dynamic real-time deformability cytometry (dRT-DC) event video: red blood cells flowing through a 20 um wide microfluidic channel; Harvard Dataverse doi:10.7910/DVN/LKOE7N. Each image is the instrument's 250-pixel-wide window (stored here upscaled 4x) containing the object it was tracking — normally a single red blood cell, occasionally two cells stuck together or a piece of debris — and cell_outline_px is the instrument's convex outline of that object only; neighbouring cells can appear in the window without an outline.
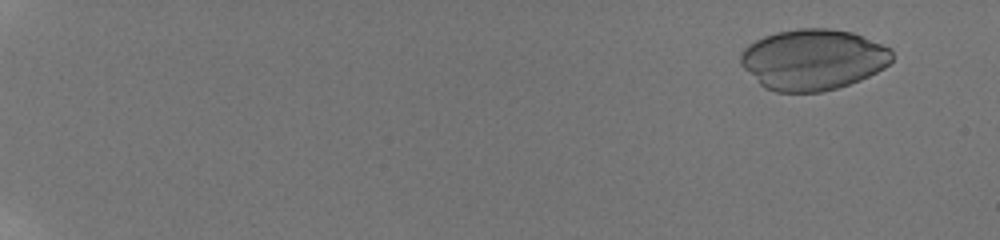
{"species": "human", "species_latin": "Homo sapiens", "temperature_condition": "room temperature", "stored_images_in_passage": 15, "camera_frame_rate_fps": 3000, "um_per_image_px": 0.085, "donor": {"sex": "male"}, "frame": {"image": 1, "passage_image": 2, "time_ms": 0.667, "image_size_px": [1000, 240], "cell_outline_px": [[892, 60], [884, 68], [860, 80], [836, 88], [820, 92], [776, 92], [764, 88], [740, 64], [740, 52], [748, 44], [764, 36], [776, 32], [800, 28], [828, 28], [852, 32], [892, 48]], "centroid_in_image_um": [69.09, 5.05], "position_along_channel_um": 15.9, "area_um2": 53.75}}
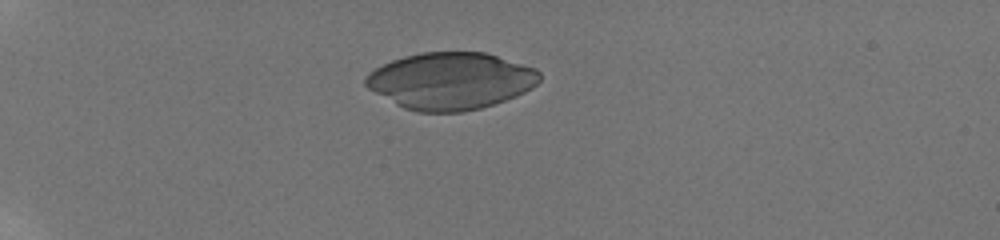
{"frame": {"image": 2, "passage_image": 9, "time_ms": 5.333, "image_size_px": [1000, 240], "cell_outline_px": [[540, 80], [532, 88], [516, 96], [480, 108], [464, 112], [420, 112], [404, 108], [396, 104], [368, 88], [364, 84], [364, 76], [368, 72], [392, 60], [404, 56], [420, 52], [484, 52], [536, 68], [540, 72]], "centroid_in_image_um": [38.3, 6.87], "position_along_channel_um": 46.7, "area_um2": 57.63}}